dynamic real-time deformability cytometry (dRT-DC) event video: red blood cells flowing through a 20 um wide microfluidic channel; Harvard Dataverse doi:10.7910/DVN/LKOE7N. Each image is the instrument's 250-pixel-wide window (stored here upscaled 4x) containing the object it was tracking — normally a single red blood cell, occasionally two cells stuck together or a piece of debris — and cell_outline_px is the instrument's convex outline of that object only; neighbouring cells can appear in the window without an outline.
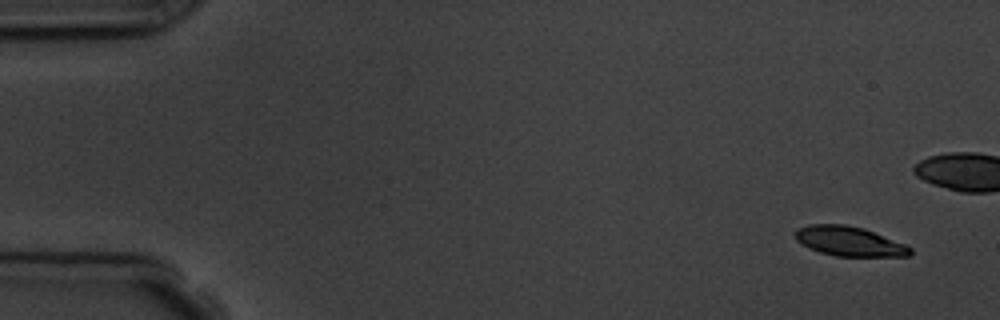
{"species": "common noctule bat (a hibernating species)", "species_latin": "Nyctalus noctula", "temperature_condition": "room temperature", "stored_images_in_passage": 6, "camera_frame_rate_fps": 3000, "um_per_image_px": 0.085, "animal": {"sex": "male", "body_mass_g": 19.5, "forearm_length_mm": 54.6}, "frame": {"image": 1, "passage_image": 1, "time_ms": 0.0, "image_size_px": [1000, 320], "cell_outline_px": [[912, 252], [908, 256], [836, 256], [820, 252], [808, 248], [800, 244], [796, 240], [796, 228], [808, 224], [844, 224], [864, 228], [904, 244], [912, 248]], "centroid_in_image_um": [72.15, 20.5], "position_along_channel_um": 12.9, "area_um2": 19.83}}